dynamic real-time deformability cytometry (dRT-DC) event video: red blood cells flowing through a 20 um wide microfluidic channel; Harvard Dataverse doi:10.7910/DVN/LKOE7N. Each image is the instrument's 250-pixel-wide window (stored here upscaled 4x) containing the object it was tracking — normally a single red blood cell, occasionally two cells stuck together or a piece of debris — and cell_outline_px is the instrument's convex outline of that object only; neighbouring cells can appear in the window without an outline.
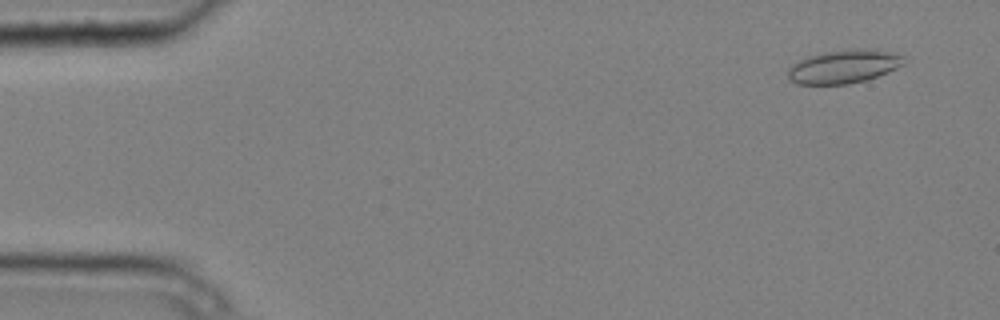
{"species": "common noctule bat (a hibernating species)", "species_latin": "Nyctalus noctula", "temperature_condition": "cold", "stored_images_in_passage": 6, "camera_frame_rate_fps": 3000, "um_per_image_px": 0.085, "animal": {"sex": "male", "body_mass_g": 20.4}, "frame": {"image": 1, "passage_image": 2, "time_ms": 0.333, "image_size_px": [1000, 320], "cell_outline_px": [[904, 64], [888, 72], [864, 80], [848, 84], [796, 84], [788, 80], [788, 68], [792, 64], [808, 56], [824, 52], [864, 48], [876, 48], [904, 56]], "centroid_in_image_um": [71.71, 5.65], "position_along_channel_um": 13.3, "area_um2": 22.6}}
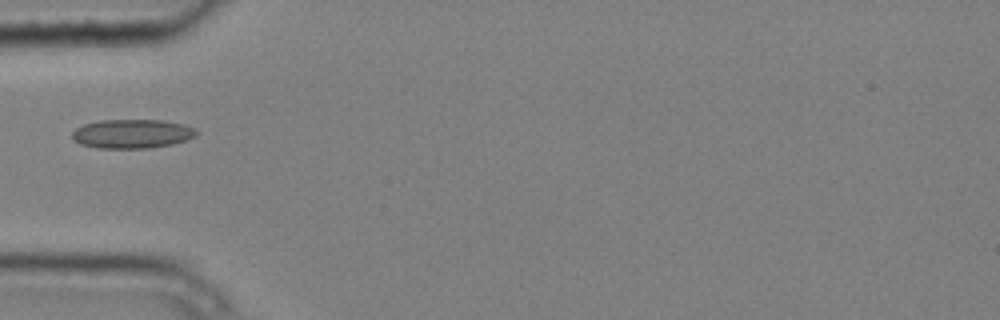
{"frame": {"image": 2, "passage_image": 6, "time_ms": 1.667, "image_size_px": [1000, 320], "cell_outline_px": [[200, 132], [196, 136], [172, 144], [148, 148], [100, 148], [80, 144], [72, 136], [72, 132], [76, 128], [84, 124], [100, 120], [164, 120], [184, 124], [196, 128]], "centroid_in_image_um": [11.27, 11.36], "position_along_channel_um": 73.7, "area_um2": 21.04}}